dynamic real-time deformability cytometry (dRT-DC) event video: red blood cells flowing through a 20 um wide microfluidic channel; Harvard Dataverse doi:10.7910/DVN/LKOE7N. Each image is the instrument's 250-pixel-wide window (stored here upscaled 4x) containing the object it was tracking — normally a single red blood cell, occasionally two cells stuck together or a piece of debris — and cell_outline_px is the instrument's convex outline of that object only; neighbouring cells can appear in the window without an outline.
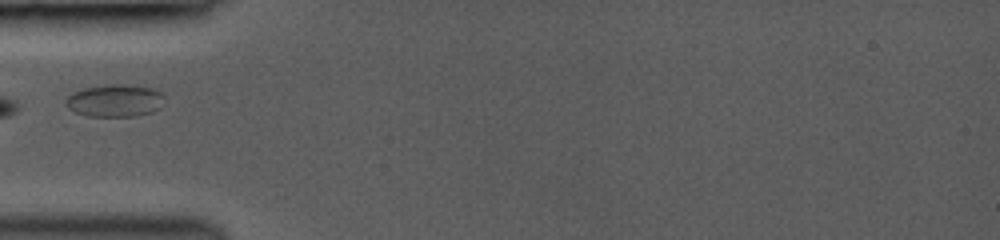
{"species": "common noctule bat (a hibernating species)", "species_latin": "Nyctalus noctula", "temperature_condition": "room temperature", "stored_images_in_passage": 7, "camera_frame_rate_fps": 3000, "um_per_image_px": 0.085, "animal": {"sex": "female", "body_mass_g": 19.0, "forearm_length_mm": 53.3}, "frame": {"image": 1, "passage_image": 1, "time_ms": 0.0, "image_size_px": [1000, 240], "cell_outline_px": [[164, 96], [160, 108], [152, 112], [136, 116], [88, 116], [76, 112], [68, 108], [64, 104], [64, 100], [72, 92], [84, 88], [108, 84], [124, 84], [152, 88], [160, 92]], "centroid_in_image_um": [9.74, 8.55], "position_along_channel_um": 75.3, "area_um2": 18.73}}